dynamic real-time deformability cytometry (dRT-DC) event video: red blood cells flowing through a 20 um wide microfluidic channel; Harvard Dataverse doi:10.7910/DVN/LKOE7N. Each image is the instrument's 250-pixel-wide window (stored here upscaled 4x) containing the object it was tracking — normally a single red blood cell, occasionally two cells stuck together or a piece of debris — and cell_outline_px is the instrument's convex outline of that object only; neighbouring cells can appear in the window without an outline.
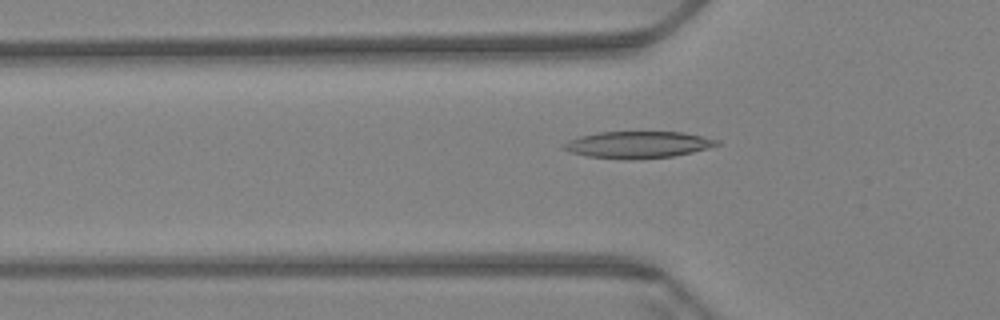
{"species": "Egyptian fruit bat (a non-hibernating species)", "species_latin": "Rousettus aegyptiacus", "temperature_condition": "warm", "stored_images_in_passage": 60, "camera_frame_rate_fps": 3000, "um_per_image_px": 0.085, "animal": {"sex": "female"}, "frame": {"image": 1, "passage_image": 20, "time_ms": 6.333, "image_size_px": [1000, 320], "cell_outline_px": [[720, 144], [708, 148], [692, 152], [672, 156], [628, 160], [588, 156], [572, 152], [560, 148], [560, 144], [568, 140], [580, 136], [600, 132], [684, 132], [720, 140]], "centroid_in_image_um": [54.2, 12.29], "position_along_channel_um": 71.6, "area_um2": 23.93}}
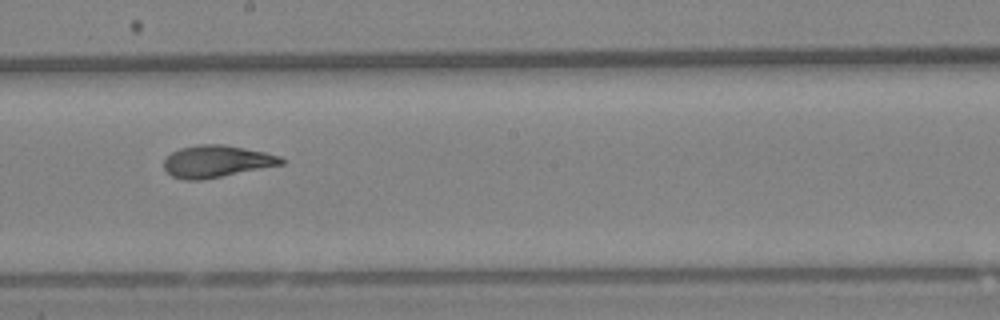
{"frame": {"image": 2, "passage_image": 34, "time_ms": 11.0, "image_size_px": [1000, 320], "cell_outline_px": [[284, 164], [200, 180], [184, 180], [172, 176], [164, 168], [164, 160], [172, 152], [180, 148], [196, 144], [224, 144], [264, 152], [280, 156], [284, 160]], "centroid_in_image_um": [18.39, 13.71], "position_along_channel_um": 229.8, "area_um2": 21.73}}
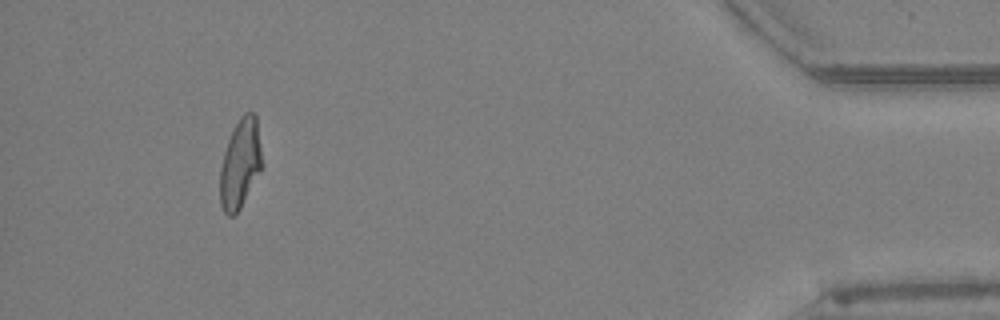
{"frame": {"image": 3, "passage_image": 56, "time_ms": 18.333, "image_size_px": [1000, 320], "cell_outline_px": [[264, 168], [240, 208], [232, 216], [228, 216], [224, 212], [220, 204], [220, 168], [224, 152], [228, 140], [240, 116], [244, 112], [252, 112], [256, 116], [264, 164]], "centroid_in_image_um": [20.45, 13.92], "position_along_channel_um": 414.7, "area_um2": 22.2}, "authors_computed_cell_mechanics": {"area_um2": 22.1952, "velocity_mm_per_s": 3.399, "shape_relaxation_time_tau1_ms": 9.9087, "shape_relaxation_time_tau2_ms": 2.4119, "deformation_change_tau1": 0.2771, "deformation_change_tau2": 0.0891}}